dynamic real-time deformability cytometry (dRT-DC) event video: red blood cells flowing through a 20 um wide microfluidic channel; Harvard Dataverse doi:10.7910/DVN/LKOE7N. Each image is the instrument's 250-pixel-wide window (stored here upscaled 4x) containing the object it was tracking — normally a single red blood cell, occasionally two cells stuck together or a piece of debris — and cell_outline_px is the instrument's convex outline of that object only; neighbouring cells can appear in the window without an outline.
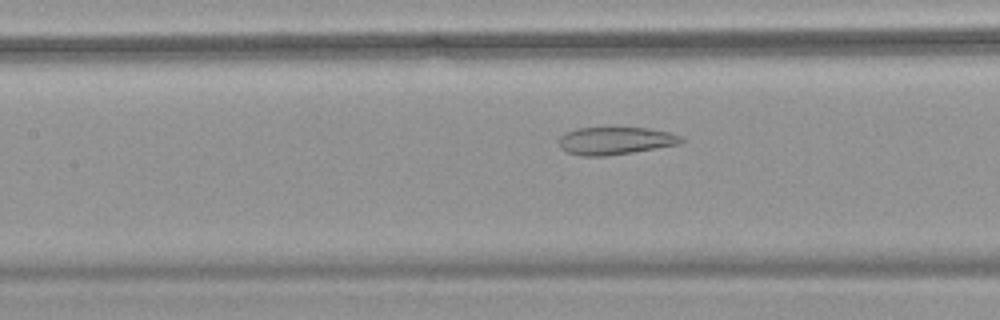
{"species": "common noctule bat (a hibernating species)", "species_latin": "Nyctalus noctula", "temperature_condition": "warm", "stored_images_in_passage": 48, "camera_frame_rate_fps": 3000, "um_per_image_px": 0.085, "animal": {"sex": "female", "body_mass_g": 18.4}, "frame": {"image": 1, "passage_image": 23, "time_ms": 7.333, "image_size_px": [1000, 320], "cell_outline_px": [[684, 140], [680, 144], [632, 152], [604, 156], [580, 156], [568, 152], [560, 148], [556, 140], [564, 132], [576, 128], [648, 128], [672, 132], [680, 136]], "centroid_in_image_um": [52.26, 11.96], "position_along_channel_um": 155.1, "area_um2": 19.83}}
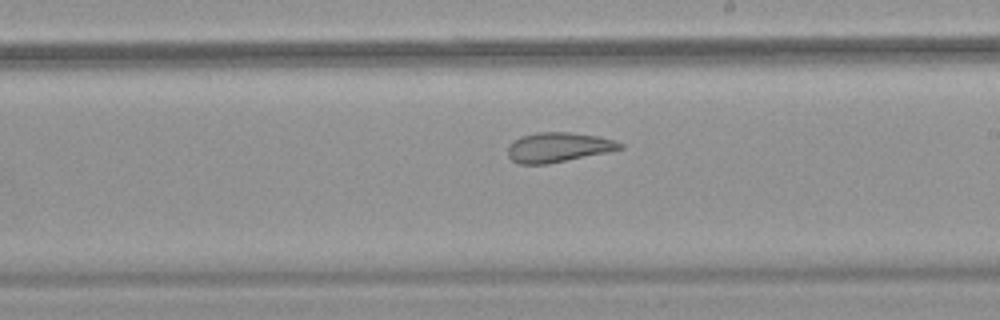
{"frame": {"image": 2, "passage_image": 30, "time_ms": 9.667, "image_size_px": [1000, 320], "cell_outline_px": [[624, 148], [608, 152], [548, 164], [516, 164], [508, 156], [508, 144], [520, 136], [536, 132], [568, 132], [600, 136], [624, 144]], "centroid_in_image_um": [47.43, 12.52], "position_along_channel_um": 241.6, "area_um2": 19.59}}
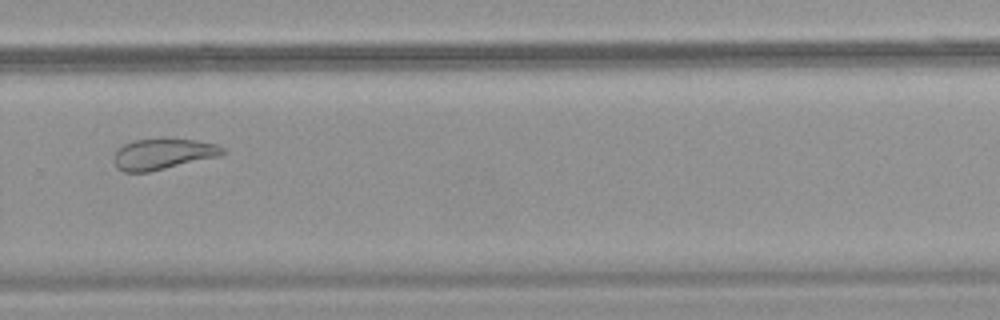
{"frame": {"image": 3, "passage_image": 36, "time_ms": 11.667, "image_size_px": [1000, 320], "cell_outline_px": [[228, 152], [220, 156], [148, 172], [124, 172], [116, 168], [116, 152], [124, 144], [136, 140], [160, 136], [164, 136], [196, 140], [216, 144], [224, 148]], "centroid_in_image_um": [13.91, 13.05], "position_along_channel_um": 315.9, "area_um2": 19.94}, "authors_computed_cell_mechanics": {"area_um2": 24.3627, "velocity_mm_per_s": 3.7301, "shape_relaxation_time_tau1_ms": null, "shape_relaxation_time_tau2_ms": 2.0682, "deformation_change_tau1": null, "deformation_change_tau2": 0.0963}}